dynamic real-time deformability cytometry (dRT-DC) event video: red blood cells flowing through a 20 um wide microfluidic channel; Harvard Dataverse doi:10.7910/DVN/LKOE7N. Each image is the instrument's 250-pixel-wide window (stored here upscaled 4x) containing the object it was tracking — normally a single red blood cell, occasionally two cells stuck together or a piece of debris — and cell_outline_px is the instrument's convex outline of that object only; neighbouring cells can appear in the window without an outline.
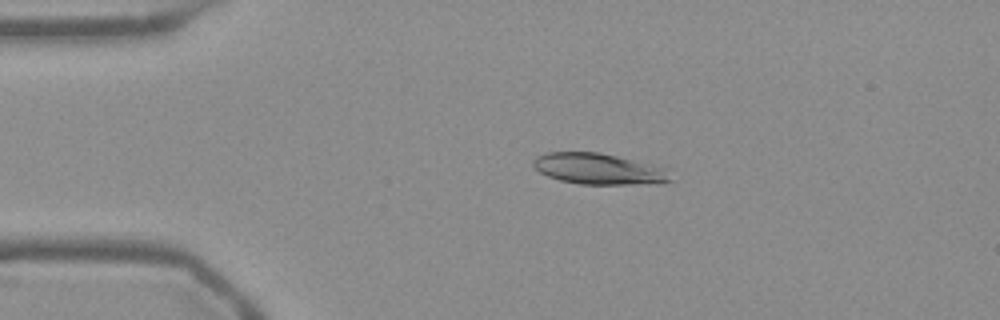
{"species": "Egyptian fruit bat (a non-hibernating species)", "species_latin": "Rousettus aegyptiacus", "temperature_condition": "warm", "stored_images_in_passage": 53, "camera_frame_rate_fps": 3000, "um_per_image_px": 0.085, "frame": {"image": 1, "passage_image": 11, "time_ms": 3.333, "image_size_px": [1000, 320], "cell_outline_px": [[672, 180], [660, 184], [580, 184], [560, 180], [548, 176], [540, 172], [532, 164], [532, 160], [536, 156], [548, 152], [600, 152], [664, 168]], "centroid_in_image_um": [50.85, 14.36], "position_along_channel_um": 34.2, "area_um2": 24.57}}
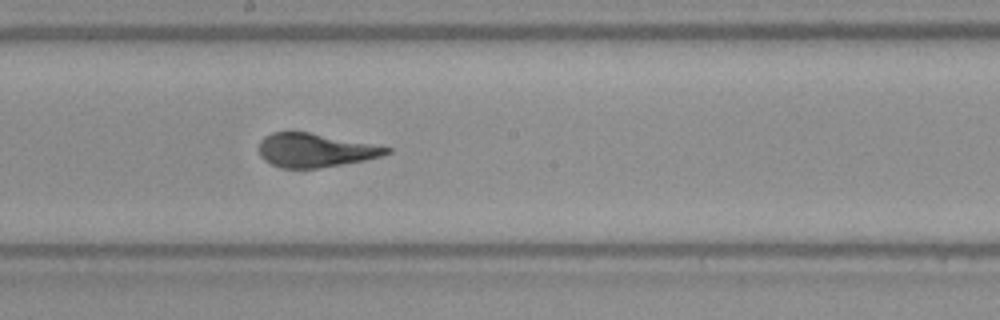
{"frame": {"image": 2, "passage_image": 29, "time_ms": 9.333, "image_size_px": [1000, 320], "cell_outline_px": [[392, 152], [380, 156], [364, 160], [320, 168], [284, 168], [272, 164], [264, 160], [260, 156], [256, 148], [260, 140], [264, 136], [272, 132], [308, 132], [392, 148]], "centroid_in_image_um": [26.72, 12.77], "position_along_channel_um": 221.5, "area_um2": 24.97}}
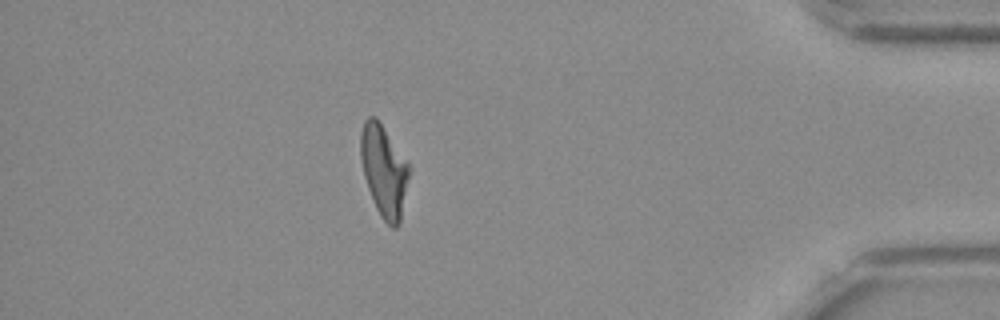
{"frame": {"image": 3, "passage_image": 47, "time_ms": 15.333, "image_size_px": [1000, 320], "cell_outline_px": [[412, 168], [400, 224], [396, 228], [392, 228], [380, 216], [376, 208], [368, 188], [364, 176], [360, 156], [360, 132], [364, 120], [368, 116], [376, 116]], "centroid_in_image_um": [32.66, 14.52], "position_along_channel_um": 402.5, "area_um2": 26.3}, "authors_computed_cell_mechanics": {"area_um2": 25.3164, "velocity_mm_per_s": 3.7682, "shape_relaxation_time_tau1_ms": 4.3194, "shape_relaxation_time_tau2_ms": 0.7875, "deformation_change_tau1": 0.1941, "deformation_change_tau2": 0.0723}}